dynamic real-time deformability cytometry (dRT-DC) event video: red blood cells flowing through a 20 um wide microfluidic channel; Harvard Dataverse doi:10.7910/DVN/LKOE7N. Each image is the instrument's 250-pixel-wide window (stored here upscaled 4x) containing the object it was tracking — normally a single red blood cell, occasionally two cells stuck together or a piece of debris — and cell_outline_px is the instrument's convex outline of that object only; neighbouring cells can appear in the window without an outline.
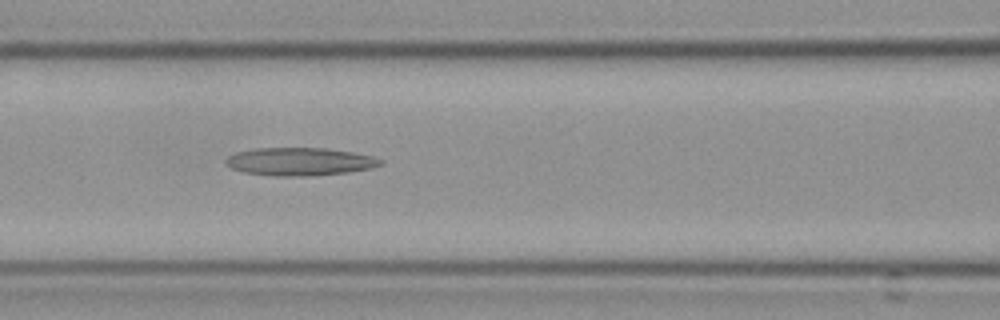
{"species": "Egyptian fruit bat (a non-hibernating species)", "species_latin": "Rousettus aegyptiacus", "temperature_condition": "cold", "stored_images_in_passage": 57, "camera_frame_rate_fps": 3000, "um_per_image_px": 0.085, "frame": {"image": 1, "passage_image": 26, "time_ms": 8.333, "image_size_px": [1000, 320], "cell_outline_px": [[384, 164], [372, 168], [348, 172], [312, 176], [272, 176], [244, 172], [232, 168], [224, 160], [228, 156], [236, 152], [256, 148], [324, 148], [352, 152], [372, 156], [384, 160]], "centroid_in_image_um": [25.51, 13.74], "position_along_channel_um": 141.1, "area_um2": 25.26}}
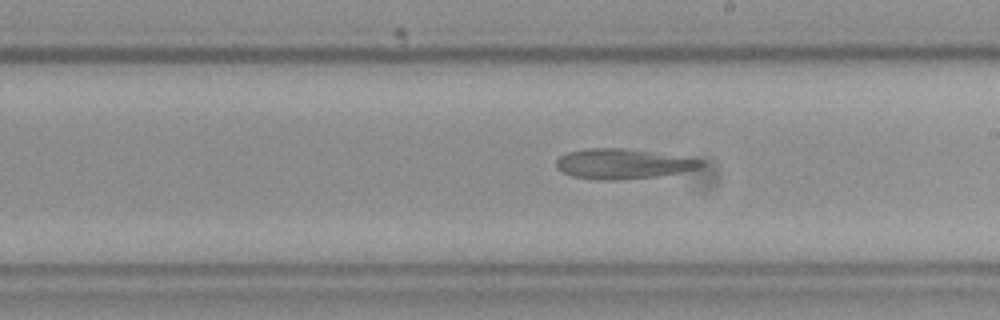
{"frame": {"image": 2, "passage_image": 34, "time_ms": 11.0, "image_size_px": [1000, 320], "cell_outline_px": [[704, 164], [696, 168], [680, 172], [656, 176], [616, 180], [604, 180], [572, 176], [556, 168], [556, 160], [560, 156], [568, 152], [592, 148], [624, 148], [700, 160]], "centroid_in_image_um": [52.85, 13.93], "position_along_channel_um": 236.1, "area_um2": 24.57}}
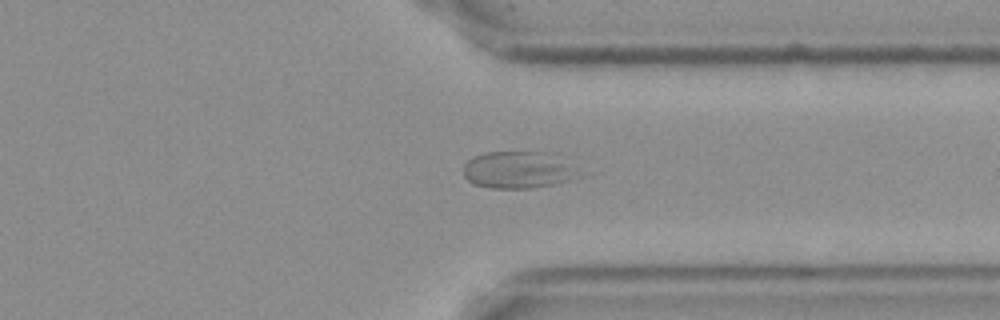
{"frame": {"image": 3, "passage_image": 45, "time_ms": 14.667, "image_size_px": [1000, 320], "cell_outline_px": [[568, 180], [556, 184], [532, 188], [488, 188], [476, 184], [468, 180], [464, 176], [464, 164], [472, 156], [488, 152], [552, 152], [564, 168]], "centroid_in_image_um": [43.75, 14.44], "position_along_channel_um": 367.6, "area_um2": 23.35}}